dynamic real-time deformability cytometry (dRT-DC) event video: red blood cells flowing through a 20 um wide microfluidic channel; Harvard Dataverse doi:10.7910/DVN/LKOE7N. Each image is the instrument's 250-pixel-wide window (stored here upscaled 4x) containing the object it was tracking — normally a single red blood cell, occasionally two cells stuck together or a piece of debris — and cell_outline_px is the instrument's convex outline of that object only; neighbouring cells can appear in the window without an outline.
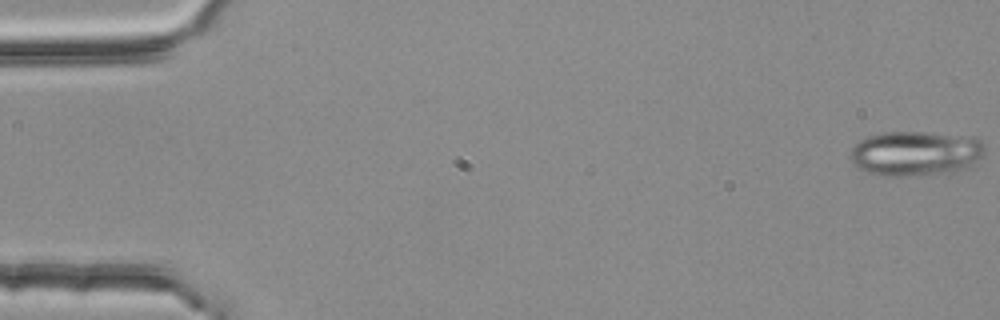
{"species": "common noctule bat (a hibernating species)", "species_latin": "Nyctalus noctula", "temperature_condition": "room temperature", "stored_images_in_passage": 3, "camera_frame_rate_fps": 3000, "um_per_image_px": 0.085, "animal": {"sex": "female", "body_mass_g": 25.1}, "frame": {"image": 1, "passage_image": 1, "time_ms": 0.0, "image_size_px": [1000, 320], "cell_outline_px": [[984, 152], [976, 168], [956, 172], [904, 176], [884, 176], [868, 172], [860, 168], [848, 160], [848, 156], [852, 148], [860, 140], [868, 136], [884, 132], [924, 132], [972, 136], [980, 140], [984, 144]], "centroid_in_image_um": [77.89, 13.05], "position_along_channel_um": 7.1, "area_um2": 35.89}}